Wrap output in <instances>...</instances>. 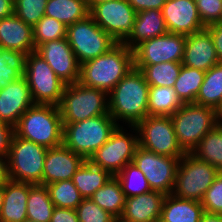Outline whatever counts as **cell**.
Instances as JSON below:
<instances>
[{"mask_svg": "<svg viewBox=\"0 0 222 222\" xmlns=\"http://www.w3.org/2000/svg\"><path fill=\"white\" fill-rule=\"evenodd\" d=\"M148 96L149 84L142 71L133 67L108 93V112L118 125L123 121L136 126L148 116Z\"/></svg>", "mask_w": 222, "mask_h": 222, "instance_id": "cell-1", "label": "cell"}, {"mask_svg": "<svg viewBox=\"0 0 222 222\" xmlns=\"http://www.w3.org/2000/svg\"><path fill=\"white\" fill-rule=\"evenodd\" d=\"M133 67V50L117 43L107 53L80 65L78 83L109 93Z\"/></svg>", "mask_w": 222, "mask_h": 222, "instance_id": "cell-2", "label": "cell"}, {"mask_svg": "<svg viewBox=\"0 0 222 222\" xmlns=\"http://www.w3.org/2000/svg\"><path fill=\"white\" fill-rule=\"evenodd\" d=\"M14 133L25 140L47 148L63 143V123L59 107L51 104H33L20 117Z\"/></svg>", "mask_w": 222, "mask_h": 222, "instance_id": "cell-3", "label": "cell"}, {"mask_svg": "<svg viewBox=\"0 0 222 222\" xmlns=\"http://www.w3.org/2000/svg\"><path fill=\"white\" fill-rule=\"evenodd\" d=\"M118 124L110 114L63 123V145L88 160L110 138Z\"/></svg>", "mask_w": 222, "mask_h": 222, "instance_id": "cell-4", "label": "cell"}, {"mask_svg": "<svg viewBox=\"0 0 222 222\" xmlns=\"http://www.w3.org/2000/svg\"><path fill=\"white\" fill-rule=\"evenodd\" d=\"M170 117L178 143L186 153H191L200 140L222 121L215 109L195 103H184Z\"/></svg>", "mask_w": 222, "mask_h": 222, "instance_id": "cell-5", "label": "cell"}, {"mask_svg": "<svg viewBox=\"0 0 222 222\" xmlns=\"http://www.w3.org/2000/svg\"><path fill=\"white\" fill-rule=\"evenodd\" d=\"M62 123H76L98 115L109 114L108 93L80 83L66 84L58 105Z\"/></svg>", "mask_w": 222, "mask_h": 222, "instance_id": "cell-6", "label": "cell"}, {"mask_svg": "<svg viewBox=\"0 0 222 222\" xmlns=\"http://www.w3.org/2000/svg\"><path fill=\"white\" fill-rule=\"evenodd\" d=\"M47 150V147L20 138L13 133L8 154L9 179L42 185Z\"/></svg>", "mask_w": 222, "mask_h": 222, "instance_id": "cell-7", "label": "cell"}, {"mask_svg": "<svg viewBox=\"0 0 222 222\" xmlns=\"http://www.w3.org/2000/svg\"><path fill=\"white\" fill-rule=\"evenodd\" d=\"M23 76L27 79L34 104H60L66 84L36 51L23 57Z\"/></svg>", "mask_w": 222, "mask_h": 222, "instance_id": "cell-8", "label": "cell"}, {"mask_svg": "<svg viewBox=\"0 0 222 222\" xmlns=\"http://www.w3.org/2000/svg\"><path fill=\"white\" fill-rule=\"evenodd\" d=\"M220 171L191 153L180 158L172 194L181 199L200 201Z\"/></svg>", "mask_w": 222, "mask_h": 222, "instance_id": "cell-9", "label": "cell"}, {"mask_svg": "<svg viewBox=\"0 0 222 222\" xmlns=\"http://www.w3.org/2000/svg\"><path fill=\"white\" fill-rule=\"evenodd\" d=\"M66 37L80 65L107 53L117 44L90 15L67 26Z\"/></svg>", "mask_w": 222, "mask_h": 222, "instance_id": "cell-10", "label": "cell"}, {"mask_svg": "<svg viewBox=\"0 0 222 222\" xmlns=\"http://www.w3.org/2000/svg\"><path fill=\"white\" fill-rule=\"evenodd\" d=\"M128 127H131V131H135V134L126 133L127 130L118 125L110 135L109 140L88 160L93 165L108 171L112 176H116L128 163L133 162L139 146V137L136 126Z\"/></svg>", "mask_w": 222, "mask_h": 222, "instance_id": "cell-11", "label": "cell"}, {"mask_svg": "<svg viewBox=\"0 0 222 222\" xmlns=\"http://www.w3.org/2000/svg\"><path fill=\"white\" fill-rule=\"evenodd\" d=\"M139 146L168 157L186 153L178 143L170 116L148 115L136 125Z\"/></svg>", "mask_w": 222, "mask_h": 222, "instance_id": "cell-12", "label": "cell"}, {"mask_svg": "<svg viewBox=\"0 0 222 222\" xmlns=\"http://www.w3.org/2000/svg\"><path fill=\"white\" fill-rule=\"evenodd\" d=\"M89 15L117 43L131 34L137 12L127 0H109L92 5Z\"/></svg>", "mask_w": 222, "mask_h": 222, "instance_id": "cell-13", "label": "cell"}, {"mask_svg": "<svg viewBox=\"0 0 222 222\" xmlns=\"http://www.w3.org/2000/svg\"><path fill=\"white\" fill-rule=\"evenodd\" d=\"M180 158L159 155L138 146L133 162L144 173L151 190L168 195L174 189Z\"/></svg>", "mask_w": 222, "mask_h": 222, "instance_id": "cell-14", "label": "cell"}, {"mask_svg": "<svg viewBox=\"0 0 222 222\" xmlns=\"http://www.w3.org/2000/svg\"><path fill=\"white\" fill-rule=\"evenodd\" d=\"M186 36L167 33L145 40L133 49L134 65H154L183 60Z\"/></svg>", "mask_w": 222, "mask_h": 222, "instance_id": "cell-15", "label": "cell"}, {"mask_svg": "<svg viewBox=\"0 0 222 222\" xmlns=\"http://www.w3.org/2000/svg\"><path fill=\"white\" fill-rule=\"evenodd\" d=\"M36 52L45 59L65 84L79 81L80 63L70 47L67 37L45 42L36 49Z\"/></svg>", "mask_w": 222, "mask_h": 222, "instance_id": "cell-16", "label": "cell"}, {"mask_svg": "<svg viewBox=\"0 0 222 222\" xmlns=\"http://www.w3.org/2000/svg\"><path fill=\"white\" fill-rule=\"evenodd\" d=\"M162 13L168 33L188 36L206 28L195 0H166Z\"/></svg>", "mask_w": 222, "mask_h": 222, "instance_id": "cell-17", "label": "cell"}, {"mask_svg": "<svg viewBox=\"0 0 222 222\" xmlns=\"http://www.w3.org/2000/svg\"><path fill=\"white\" fill-rule=\"evenodd\" d=\"M34 101L27 79L22 76L0 89V121L13 128Z\"/></svg>", "mask_w": 222, "mask_h": 222, "instance_id": "cell-18", "label": "cell"}, {"mask_svg": "<svg viewBox=\"0 0 222 222\" xmlns=\"http://www.w3.org/2000/svg\"><path fill=\"white\" fill-rule=\"evenodd\" d=\"M0 50H6L18 57L36 51L33 27L27 25L14 13L0 19Z\"/></svg>", "mask_w": 222, "mask_h": 222, "instance_id": "cell-19", "label": "cell"}, {"mask_svg": "<svg viewBox=\"0 0 222 222\" xmlns=\"http://www.w3.org/2000/svg\"><path fill=\"white\" fill-rule=\"evenodd\" d=\"M85 162V159L74 153L63 144L48 148L44 160L42 185L51 184L62 180H72L75 172Z\"/></svg>", "mask_w": 222, "mask_h": 222, "instance_id": "cell-20", "label": "cell"}, {"mask_svg": "<svg viewBox=\"0 0 222 222\" xmlns=\"http://www.w3.org/2000/svg\"><path fill=\"white\" fill-rule=\"evenodd\" d=\"M218 63L211 34L206 28L186 36L182 65L206 72Z\"/></svg>", "mask_w": 222, "mask_h": 222, "instance_id": "cell-21", "label": "cell"}, {"mask_svg": "<svg viewBox=\"0 0 222 222\" xmlns=\"http://www.w3.org/2000/svg\"><path fill=\"white\" fill-rule=\"evenodd\" d=\"M165 194L151 190L126 198L122 219L129 222H159Z\"/></svg>", "mask_w": 222, "mask_h": 222, "instance_id": "cell-22", "label": "cell"}, {"mask_svg": "<svg viewBox=\"0 0 222 222\" xmlns=\"http://www.w3.org/2000/svg\"><path fill=\"white\" fill-rule=\"evenodd\" d=\"M30 183L8 180L4 183V197L0 222H23L27 219V199Z\"/></svg>", "mask_w": 222, "mask_h": 222, "instance_id": "cell-23", "label": "cell"}, {"mask_svg": "<svg viewBox=\"0 0 222 222\" xmlns=\"http://www.w3.org/2000/svg\"><path fill=\"white\" fill-rule=\"evenodd\" d=\"M167 33L162 11L156 9L144 10L137 12L133 30L123 44L133 50L141 42Z\"/></svg>", "mask_w": 222, "mask_h": 222, "instance_id": "cell-24", "label": "cell"}, {"mask_svg": "<svg viewBox=\"0 0 222 222\" xmlns=\"http://www.w3.org/2000/svg\"><path fill=\"white\" fill-rule=\"evenodd\" d=\"M204 212L200 201L168 194L163 201L159 222H200Z\"/></svg>", "mask_w": 222, "mask_h": 222, "instance_id": "cell-25", "label": "cell"}, {"mask_svg": "<svg viewBox=\"0 0 222 222\" xmlns=\"http://www.w3.org/2000/svg\"><path fill=\"white\" fill-rule=\"evenodd\" d=\"M113 176L101 167L93 165L89 160L81 165L72 177V182L84 199L91 198Z\"/></svg>", "mask_w": 222, "mask_h": 222, "instance_id": "cell-26", "label": "cell"}, {"mask_svg": "<svg viewBox=\"0 0 222 222\" xmlns=\"http://www.w3.org/2000/svg\"><path fill=\"white\" fill-rule=\"evenodd\" d=\"M45 15L69 26L89 15L85 0H47Z\"/></svg>", "mask_w": 222, "mask_h": 222, "instance_id": "cell-27", "label": "cell"}, {"mask_svg": "<svg viewBox=\"0 0 222 222\" xmlns=\"http://www.w3.org/2000/svg\"><path fill=\"white\" fill-rule=\"evenodd\" d=\"M191 154L222 172V121L200 140Z\"/></svg>", "mask_w": 222, "mask_h": 222, "instance_id": "cell-28", "label": "cell"}, {"mask_svg": "<svg viewBox=\"0 0 222 222\" xmlns=\"http://www.w3.org/2000/svg\"><path fill=\"white\" fill-rule=\"evenodd\" d=\"M91 199L116 218L121 217L124 212L126 197L116 176H113L100 187Z\"/></svg>", "mask_w": 222, "mask_h": 222, "instance_id": "cell-29", "label": "cell"}, {"mask_svg": "<svg viewBox=\"0 0 222 222\" xmlns=\"http://www.w3.org/2000/svg\"><path fill=\"white\" fill-rule=\"evenodd\" d=\"M183 104L173 87L149 86L148 115L171 116Z\"/></svg>", "mask_w": 222, "mask_h": 222, "instance_id": "cell-30", "label": "cell"}, {"mask_svg": "<svg viewBox=\"0 0 222 222\" xmlns=\"http://www.w3.org/2000/svg\"><path fill=\"white\" fill-rule=\"evenodd\" d=\"M222 103V63L206 71L195 104L211 107L216 111Z\"/></svg>", "mask_w": 222, "mask_h": 222, "instance_id": "cell-31", "label": "cell"}, {"mask_svg": "<svg viewBox=\"0 0 222 222\" xmlns=\"http://www.w3.org/2000/svg\"><path fill=\"white\" fill-rule=\"evenodd\" d=\"M54 208L47 187L41 184H30L27 219L35 222H50Z\"/></svg>", "mask_w": 222, "mask_h": 222, "instance_id": "cell-32", "label": "cell"}, {"mask_svg": "<svg viewBox=\"0 0 222 222\" xmlns=\"http://www.w3.org/2000/svg\"><path fill=\"white\" fill-rule=\"evenodd\" d=\"M206 72L182 65L173 88L183 103H195Z\"/></svg>", "mask_w": 222, "mask_h": 222, "instance_id": "cell-33", "label": "cell"}, {"mask_svg": "<svg viewBox=\"0 0 222 222\" xmlns=\"http://www.w3.org/2000/svg\"><path fill=\"white\" fill-rule=\"evenodd\" d=\"M134 67L142 71L149 86L173 87L182 63L162 62L154 65H134Z\"/></svg>", "mask_w": 222, "mask_h": 222, "instance_id": "cell-34", "label": "cell"}, {"mask_svg": "<svg viewBox=\"0 0 222 222\" xmlns=\"http://www.w3.org/2000/svg\"><path fill=\"white\" fill-rule=\"evenodd\" d=\"M55 207L76 209L84 199L72 180H62L45 185Z\"/></svg>", "mask_w": 222, "mask_h": 222, "instance_id": "cell-35", "label": "cell"}, {"mask_svg": "<svg viewBox=\"0 0 222 222\" xmlns=\"http://www.w3.org/2000/svg\"><path fill=\"white\" fill-rule=\"evenodd\" d=\"M126 198L151 191L144 173L134 162L128 163L117 175Z\"/></svg>", "mask_w": 222, "mask_h": 222, "instance_id": "cell-36", "label": "cell"}, {"mask_svg": "<svg viewBox=\"0 0 222 222\" xmlns=\"http://www.w3.org/2000/svg\"><path fill=\"white\" fill-rule=\"evenodd\" d=\"M66 36L67 26L46 15L33 27V39L36 49L45 42L62 39Z\"/></svg>", "mask_w": 222, "mask_h": 222, "instance_id": "cell-37", "label": "cell"}, {"mask_svg": "<svg viewBox=\"0 0 222 222\" xmlns=\"http://www.w3.org/2000/svg\"><path fill=\"white\" fill-rule=\"evenodd\" d=\"M23 76V57L0 50V89Z\"/></svg>", "mask_w": 222, "mask_h": 222, "instance_id": "cell-38", "label": "cell"}, {"mask_svg": "<svg viewBox=\"0 0 222 222\" xmlns=\"http://www.w3.org/2000/svg\"><path fill=\"white\" fill-rule=\"evenodd\" d=\"M14 14L27 25L34 27L45 15L47 0H15Z\"/></svg>", "mask_w": 222, "mask_h": 222, "instance_id": "cell-39", "label": "cell"}, {"mask_svg": "<svg viewBox=\"0 0 222 222\" xmlns=\"http://www.w3.org/2000/svg\"><path fill=\"white\" fill-rule=\"evenodd\" d=\"M79 222H114L115 216L103 210L91 198L83 199L75 209Z\"/></svg>", "mask_w": 222, "mask_h": 222, "instance_id": "cell-40", "label": "cell"}, {"mask_svg": "<svg viewBox=\"0 0 222 222\" xmlns=\"http://www.w3.org/2000/svg\"><path fill=\"white\" fill-rule=\"evenodd\" d=\"M201 204L205 212L222 214V172L207 189Z\"/></svg>", "mask_w": 222, "mask_h": 222, "instance_id": "cell-41", "label": "cell"}, {"mask_svg": "<svg viewBox=\"0 0 222 222\" xmlns=\"http://www.w3.org/2000/svg\"><path fill=\"white\" fill-rule=\"evenodd\" d=\"M203 25L218 23L222 19V0H195Z\"/></svg>", "mask_w": 222, "mask_h": 222, "instance_id": "cell-42", "label": "cell"}, {"mask_svg": "<svg viewBox=\"0 0 222 222\" xmlns=\"http://www.w3.org/2000/svg\"><path fill=\"white\" fill-rule=\"evenodd\" d=\"M13 133L14 128L12 126L0 121V156L8 157Z\"/></svg>", "mask_w": 222, "mask_h": 222, "instance_id": "cell-43", "label": "cell"}, {"mask_svg": "<svg viewBox=\"0 0 222 222\" xmlns=\"http://www.w3.org/2000/svg\"><path fill=\"white\" fill-rule=\"evenodd\" d=\"M210 32L216 54L220 63H222V24L220 22L206 26Z\"/></svg>", "mask_w": 222, "mask_h": 222, "instance_id": "cell-44", "label": "cell"}, {"mask_svg": "<svg viewBox=\"0 0 222 222\" xmlns=\"http://www.w3.org/2000/svg\"><path fill=\"white\" fill-rule=\"evenodd\" d=\"M50 222H79L74 209L55 207Z\"/></svg>", "mask_w": 222, "mask_h": 222, "instance_id": "cell-45", "label": "cell"}, {"mask_svg": "<svg viewBox=\"0 0 222 222\" xmlns=\"http://www.w3.org/2000/svg\"><path fill=\"white\" fill-rule=\"evenodd\" d=\"M128 3L135 9L136 12L156 9L161 10L166 0H127Z\"/></svg>", "mask_w": 222, "mask_h": 222, "instance_id": "cell-46", "label": "cell"}, {"mask_svg": "<svg viewBox=\"0 0 222 222\" xmlns=\"http://www.w3.org/2000/svg\"><path fill=\"white\" fill-rule=\"evenodd\" d=\"M14 13V5L11 0H0V19Z\"/></svg>", "mask_w": 222, "mask_h": 222, "instance_id": "cell-47", "label": "cell"}, {"mask_svg": "<svg viewBox=\"0 0 222 222\" xmlns=\"http://www.w3.org/2000/svg\"><path fill=\"white\" fill-rule=\"evenodd\" d=\"M8 180V157L0 156V184H4Z\"/></svg>", "mask_w": 222, "mask_h": 222, "instance_id": "cell-48", "label": "cell"}, {"mask_svg": "<svg viewBox=\"0 0 222 222\" xmlns=\"http://www.w3.org/2000/svg\"><path fill=\"white\" fill-rule=\"evenodd\" d=\"M200 222H222V214L204 212Z\"/></svg>", "mask_w": 222, "mask_h": 222, "instance_id": "cell-49", "label": "cell"}, {"mask_svg": "<svg viewBox=\"0 0 222 222\" xmlns=\"http://www.w3.org/2000/svg\"><path fill=\"white\" fill-rule=\"evenodd\" d=\"M3 197H4V184H0V212L3 204Z\"/></svg>", "mask_w": 222, "mask_h": 222, "instance_id": "cell-50", "label": "cell"}, {"mask_svg": "<svg viewBox=\"0 0 222 222\" xmlns=\"http://www.w3.org/2000/svg\"><path fill=\"white\" fill-rule=\"evenodd\" d=\"M87 3L88 8H90L92 5L104 2V1H109V0H85Z\"/></svg>", "mask_w": 222, "mask_h": 222, "instance_id": "cell-51", "label": "cell"}, {"mask_svg": "<svg viewBox=\"0 0 222 222\" xmlns=\"http://www.w3.org/2000/svg\"><path fill=\"white\" fill-rule=\"evenodd\" d=\"M217 114H218V117L222 120V103H221L219 109L217 110Z\"/></svg>", "mask_w": 222, "mask_h": 222, "instance_id": "cell-52", "label": "cell"}, {"mask_svg": "<svg viewBox=\"0 0 222 222\" xmlns=\"http://www.w3.org/2000/svg\"><path fill=\"white\" fill-rule=\"evenodd\" d=\"M114 222H129V221L124 220L121 217H119V218H115Z\"/></svg>", "mask_w": 222, "mask_h": 222, "instance_id": "cell-53", "label": "cell"}, {"mask_svg": "<svg viewBox=\"0 0 222 222\" xmlns=\"http://www.w3.org/2000/svg\"><path fill=\"white\" fill-rule=\"evenodd\" d=\"M23 222H35V221L30 220V219H25Z\"/></svg>", "mask_w": 222, "mask_h": 222, "instance_id": "cell-54", "label": "cell"}]
</instances>
